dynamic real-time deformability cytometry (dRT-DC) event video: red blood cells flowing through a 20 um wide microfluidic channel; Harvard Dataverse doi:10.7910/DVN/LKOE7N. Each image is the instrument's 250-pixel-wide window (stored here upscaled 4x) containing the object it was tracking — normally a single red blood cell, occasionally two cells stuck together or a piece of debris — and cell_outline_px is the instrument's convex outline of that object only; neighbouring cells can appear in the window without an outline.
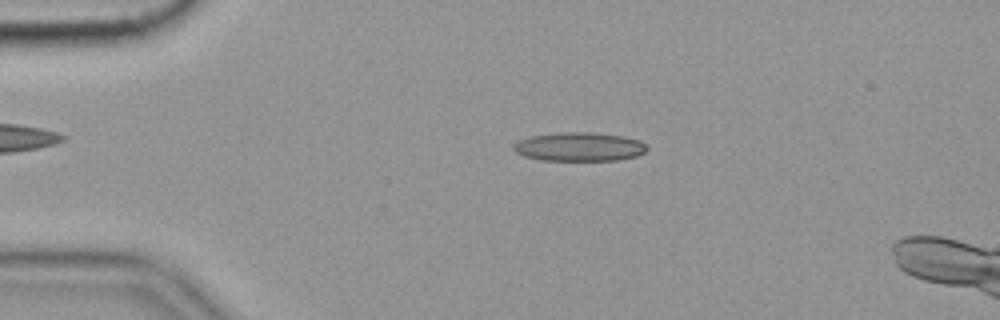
{"species": "common noctule bat (a hibernating species)", "species_latin": "Nyctalus noctula", "temperature_condition": "cold", "stored_images_in_passage": 56, "camera_frame_rate_fps": 3000, "um_per_image_px": 0.085, "animal": {"sex": "female", "body_mass_g": 19.9}, "frame": {"image": 1, "passage_image": 11, "time_ms": 3.333, "image_size_px": [1000, 320], "cell_outline_px": [[648, 148], [644, 152], [636, 156], [620, 160], [540, 160], [524, 156], [516, 152], [512, 148], [512, 144], [520, 140], [532, 136], [560, 132], [592, 132], [624, 136], [640, 140]], "centroid_in_image_um": [49.24, 12.47], "position_along_channel_um": 35.8, "area_um2": 22.43}}
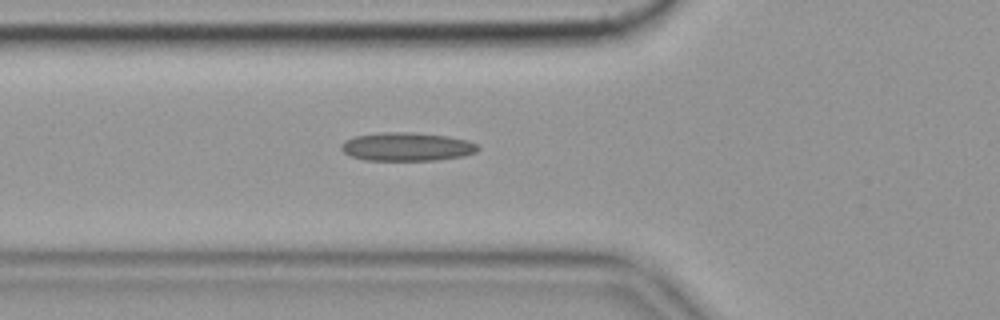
{"frame": {"image": 2, "passage_image": 19, "time_ms": 6.0, "image_size_px": [1000, 320], "cell_outline_px": [[480, 148], [476, 152], [464, 156], [436, 160], [364, 160], [348, 156], [340, 148], [340, 144], [344, 140], [356, 136], [384, 132], [412, 132], [448, 136], [468, 140], [476, 144]], "centroid_in_image_um": [34.57, 12.47], "position_along_channel_um": 91.2, "area_um2": 22.83}}
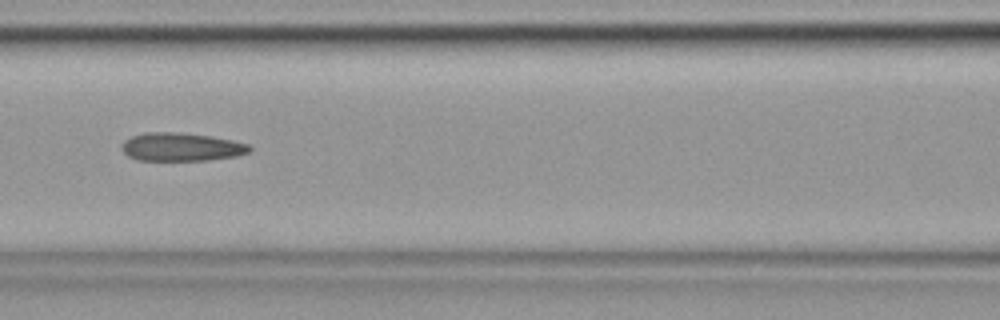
{"frame": {"image": 3, "passage_image": 24, "time_ms": 7.667, "image_size_px": [1000, 320], "cell_outline_px": [[252, 148], [248, 152], [236, 156], [208, 160], [136, 160], [128, 156], [120, 148], [120, 144], [124, 140], [132, 136], [144, 132], [176, 132], [212, 136], [232, 140], [248, 144]], "centroid_in_image_um": [15.37, 12.48], "position_along_channel_um": 151.2, "area_um2": 21.15}}